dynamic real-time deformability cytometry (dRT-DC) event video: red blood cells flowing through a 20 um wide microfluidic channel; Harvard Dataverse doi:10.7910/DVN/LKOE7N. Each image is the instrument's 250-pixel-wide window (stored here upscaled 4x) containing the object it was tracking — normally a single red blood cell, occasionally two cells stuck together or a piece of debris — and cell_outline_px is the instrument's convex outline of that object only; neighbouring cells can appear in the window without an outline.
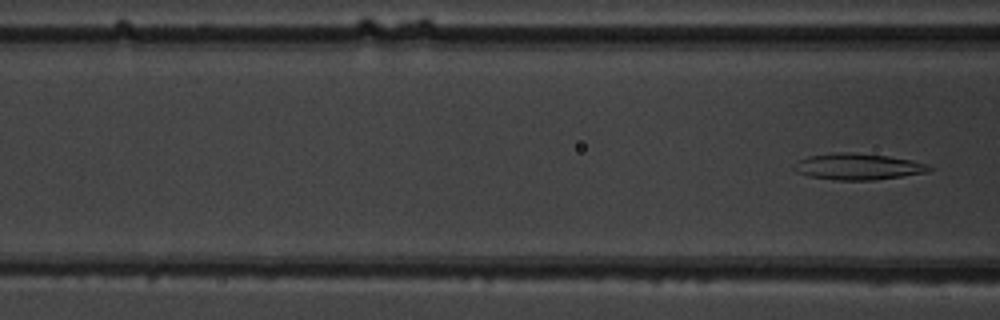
{"species": "common noctule bat (a hibernating species)", "species_latin": "Nyctalus noctula", "temperature_condition": "warm", "stored_images_in_passage": 10, "camera_frame_rate_fps": 3000, "um_per_image_px": 0.085, "animal": {"sex": "male", "body_mass_g": 19.5, "forearm_length_mm": 54.6}, "frame": {"image": 1, "passage_image": 10, "time_ms": 3.0, "image_size_px": [1000, 320], "cell_outline_px": [[932, 168], [928, 172], [876, 180], [836, 180], [808, 176], [796, 172], [800, 160], [808, 156], [836, 152], [852, 152], [888, 156], [912, 160], [928, 164]], "centroid_in_image_um": [72.99, 14.16], "position_along_channel_um": 93.6, "area_um2": 20.52}}